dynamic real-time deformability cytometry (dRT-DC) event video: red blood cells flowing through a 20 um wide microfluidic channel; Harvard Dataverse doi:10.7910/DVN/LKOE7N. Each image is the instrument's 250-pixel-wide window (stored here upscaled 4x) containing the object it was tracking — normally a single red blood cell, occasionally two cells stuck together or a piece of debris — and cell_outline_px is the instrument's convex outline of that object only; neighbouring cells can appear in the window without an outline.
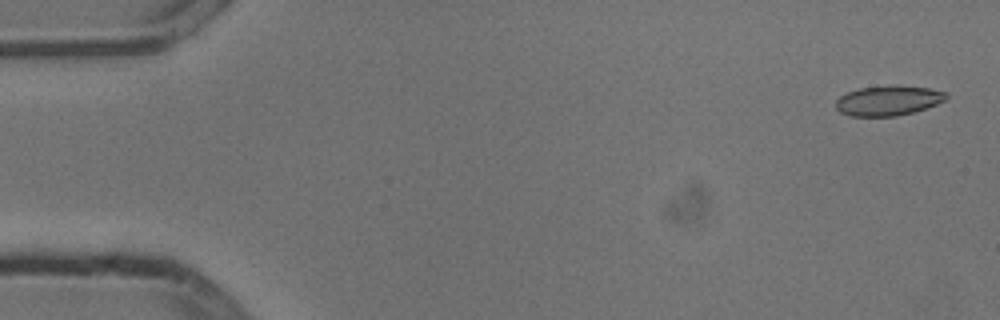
{"species": "common noctule bat (a hibernating species)", "species_latin": "Nyctalus noctula", "temperature_condition": "cold", "stored_images_in_passage": 5, "camera_frame_rate_fps": 3000, "um_per_image_px": 0.085, "animal": {"sex": "male", "body_mass_g": 13.3}, "frame": {"image": 1, "passage_image": 1, "time_ms": 0.0, "image_size_px": [1000, 320], "cell_outline_px": [[948, 96], [944, 100], [936, 104], [912, 112], [896, 116], [852, 116], [840, 112], [836, 108], [836, 100], [840, 96], [848, 92], [860, 88], [888, 84], [892, 84], [928, 88], [948, 92]], "centroid_in_image_um": [75.49, 8.53], "position_along_channel_um": 9.5, "area_um2": 19.31}}
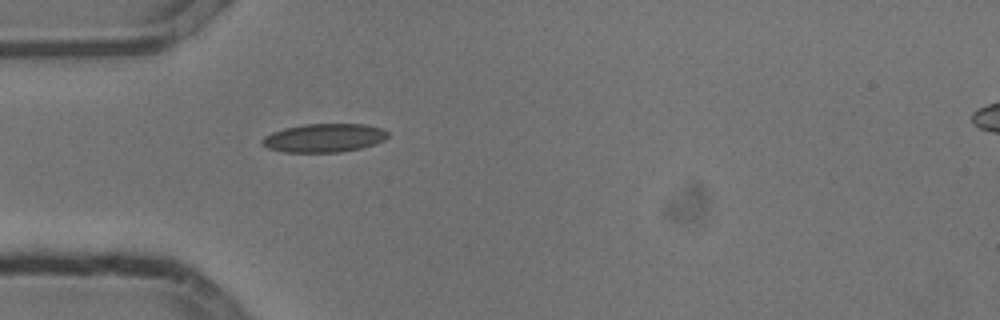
{"frame": {"image": 2, "passage_image": 5, "time_ms": 1.333, "image_size_px": [1000, 320], "cell_outline_px": [[388, 136], [384, 140], [376, 144], [360, 148], [340, 152], [284, 152], [268, 148], [260, 144], [260, 140], [264, 136], [272, 132], [284, 128], [304, 124], [364, 124], [380, 128], [388, 132]], "centroid_in_image_um": [27.52, 11.72], "position_along_channel_um": 57.5, "area_um2": 20.98}}